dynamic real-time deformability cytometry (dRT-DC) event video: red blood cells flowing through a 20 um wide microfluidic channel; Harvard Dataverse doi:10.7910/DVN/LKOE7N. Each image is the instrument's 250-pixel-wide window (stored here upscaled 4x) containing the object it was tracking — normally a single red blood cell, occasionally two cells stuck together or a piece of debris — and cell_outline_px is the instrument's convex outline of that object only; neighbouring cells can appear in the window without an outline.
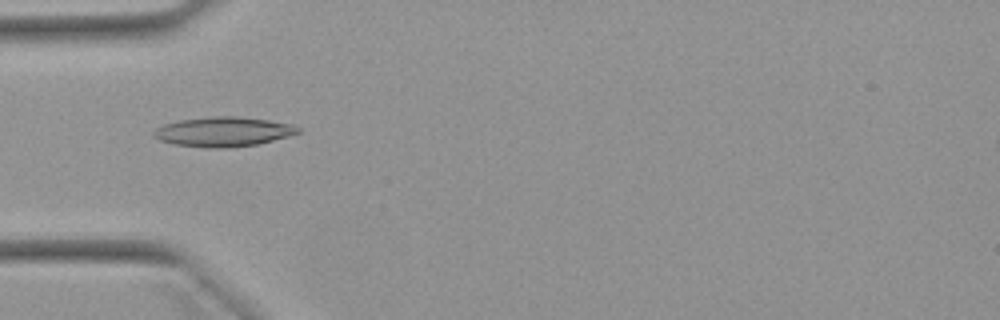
{"species": "Egyptian fruit bat (a non-hibernating species)", "species_latin": "Rousettus aegyptiacus", "temperature_condition": "warm", "stored_images_in_passage": 45, "camera_frame_rate_fps": 3000, "um_per_image_px": 0.085, "animal": {"sex": "female"}, "frame": {"image": 1, "passage_image": 16, "time_ms": 5.0, "image_size_px": [1000, 320], "cell_outline_px": [[300, 132], [288, 136], [256, 144], [228, 148], [208, 148], [176, 144], [160, 140], [152, 136], [152, 132], [156, 128], [164, 124], [180, 120], [212, 116], [236, 116], [268, 120], [292, 124], [300, 128]], "centroid_in_image_um": [18.96, 11.19], "position_along_channel_um": 66.0, "area_um2": 24.8}}
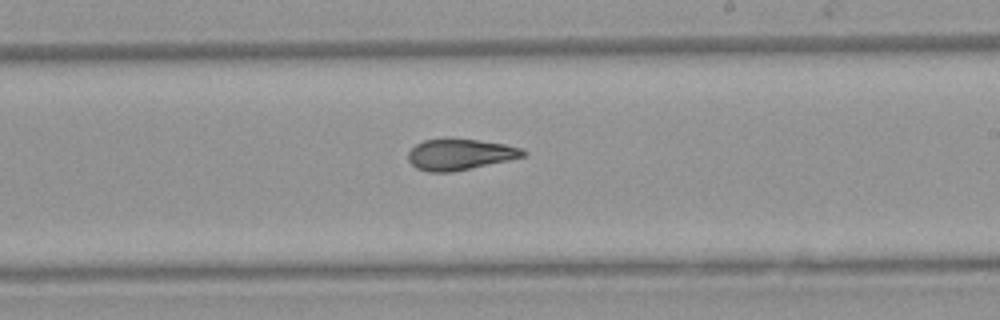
{"frame": {"image": 2, "passage_image": 30, "time_ms": 9.667, "image_size_px": [1000, 320], "cell_outline_px": [[528, 152], [524, 156], [508, 160], [452, 172], [428, 172], [416, 168], [408, 160], [408, 152], [416, 144], [424, 140], [476, 140], [504, 144], [524, 148]], "centroid_in_image_um": [39.1, 13.14], "position_along_channel_um": 249.9, "area_um2": 20.4}}
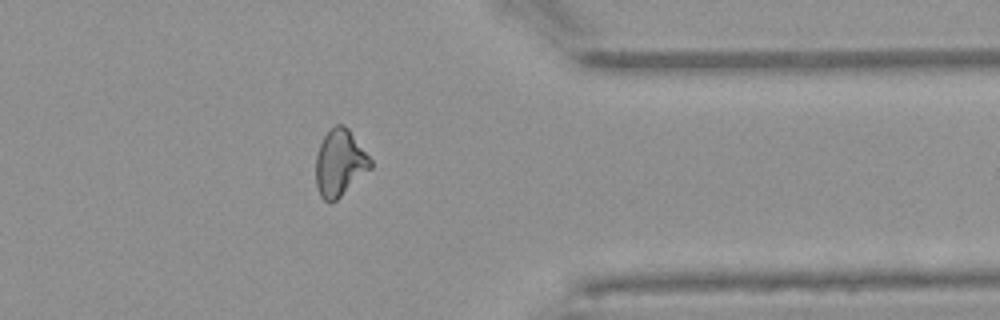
{"frame": {"image": 3, "passage_image": 41, "time_ms": 13.333, "image_size_px": [1000, 320], "cell_outline_px": [[372, 168], [336, 200], [324, 200], [320, 196], [316, 184], [316, 152], [324, 136], [336, 124], [344, 124], [348, 128], [372, 160]], "centroid_in_image_um": [28.89, 13.83], "position_along_channel_um": 382.5, "area_um2": 21.04}}